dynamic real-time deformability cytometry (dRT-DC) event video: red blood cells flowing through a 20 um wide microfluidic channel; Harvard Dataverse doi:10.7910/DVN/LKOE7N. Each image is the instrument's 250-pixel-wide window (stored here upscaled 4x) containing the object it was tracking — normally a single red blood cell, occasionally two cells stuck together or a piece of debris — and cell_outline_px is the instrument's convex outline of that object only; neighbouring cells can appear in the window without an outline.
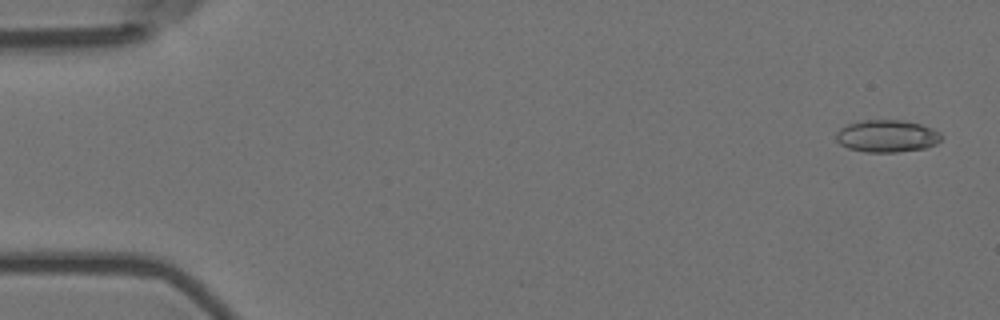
{"species": "Egyptian fruit bat (a non-hibernating species)", "species_latin": "Rousettus aegyptiacus", "temperature_condition": "room temperature", "stored_images_in_passage": 5, "camera_frame_rate_fps": 3000, "um_per_image_px": 0.085, "animal": {"sex": "female"}, "frame": {"image": 1, "passage_image": 1, "time_ms": 0.0, "image_size_px": [1000, 320], "cell_outline_px": [[944, 136], [936, 144], [924, 148], [896, 152], [864, 152], [848, 148], [840, 144], [836, 140], [836, 132], [840, 128], [848, 124], [860, 120], [904, 120], [920, 124], [932, 128], [940, 132]], "centroid_in_image_um": [75.39, 11.56], "position_along_channel_um": 9.6, "area_um2": 19.94}}
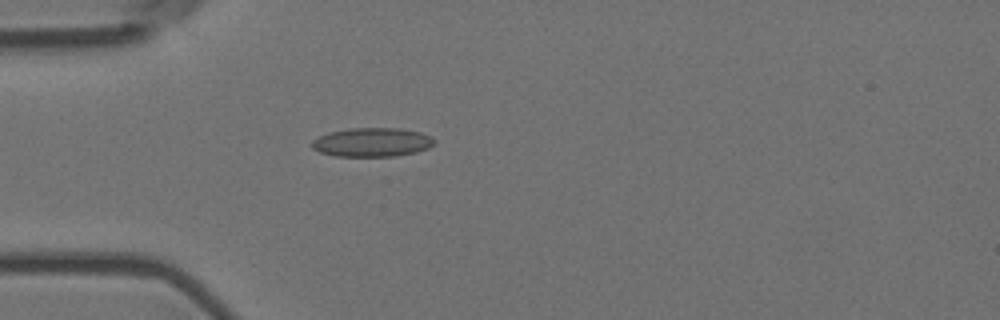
{"frame": {"image": 2, "passage_image": 5, "time_ms": 1.333, "image_size_px": [1000, 320], "cell_outline_px": [[436, 144], [428, 148], [416, 152], [396, 156], [336, 156], [320, 152], [312, 148], [312, 140], [328, 132], [348, 128], [400, 128], [420, 132], [432, 136], [436, 140]], "centroid_in_image_um": [31.66, 12.08], "position_along_channel_um": 53.3, "area_um2": 20.81}}